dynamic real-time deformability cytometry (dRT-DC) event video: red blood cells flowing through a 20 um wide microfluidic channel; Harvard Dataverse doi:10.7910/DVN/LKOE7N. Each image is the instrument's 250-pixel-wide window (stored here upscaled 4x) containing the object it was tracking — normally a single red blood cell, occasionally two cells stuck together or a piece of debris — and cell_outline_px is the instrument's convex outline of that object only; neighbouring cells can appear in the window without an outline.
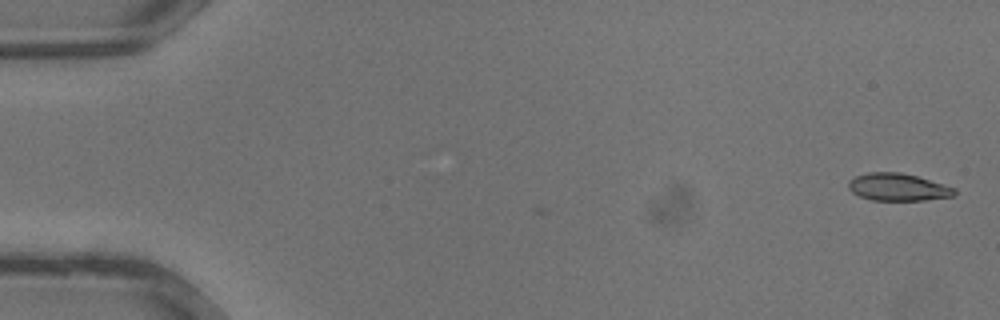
{"species": "common noctule bat (a hibernating species)", "species_latin": "Nyctalus noctula", "temperature_condition": "warm", "stored_images_in_passage": 2, "camera_frame_rate_fps": 3000, "um_per_image_px": 0.085, "animal": {"sex": "male", "body_mass_g": 13.3}, "frame": {"image": 1, "passage_image": 2, "time_ms": 0.333, "image_size_px": [1000, 320], "cell_outline_px": [[956, 196], [924, 200], [872, 200], [860, 196], [852, 192], [848, 188], [848, 180], [856, 176], [868, 172], [900, 172], [916, 176], [956, 188]], "centroid_in_image_um": [76.32, 15.9], "position_along_channel_um": 8.7, "area_um2": 16.94}}